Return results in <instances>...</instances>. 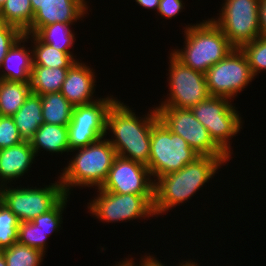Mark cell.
<instances>
[{
    "mask_svg": "<svg viewBox=\"0 0 266 266\" xmlns=\"http://www.w3.org/2000/svg\"><path fill=\"white\" fill-rule=\"evenodd\" d=\"M229 159L198 156L182 169L158 177L154 181V215H163L180 203H186Z\"/></svg>",
    "mask_w": 266,
    "mask_h": 266,
    "instance_id": "obj_1",
    "label": "cell"
},
{
    "mask_svg": "<svg viewBox=\"0 0 266 266\" xmlns=\"http://www.w3.org/2000/svg\"><path fill=\"white\" fill-rule=\"evenodd\" d=\"M150 109L145 117H138L134 110L116 100L107 112V131L113 133L107 139L116 150L117 156L148 166L150 139L153 125L159 120L156 108Z\"/></svg>",
    "mask_w": 266,
    "mask_h": 266,
    "instance_id": "obj_2",
    "label": "cell"
},
{
    "mask_svg": "<svg viewBox=\"0 0 266 266\" xmlns=\"http://www.w3.org/2000/svg\"><path fill=\"white\" fill-rule=\"evenodd\" d=\"M183 30L185 47L171 53L184 65L204 74L235 48L211 19L188 24Z\"/></svg>",
    "mask_w": 266,
    "mask_h": 266,
    "instance_id": "obj_3",
    "label": "cell"
},
{
    "mask_svg": "<svg viewBox=\"0 0 266 266\" xmlns=\"http://www.w3.org/2000/svg\"><path fill=\"white\" fill-rule=\"evenodd\" d=\"M76 150L58 178L66 195H70V188L74 186L101 188L117 157L116 150L105 137Z\"/></svg>",
    "mask_w": 266,
    "mask_h": 266,
    "instance_id": "obj_4",
    "label": "cell"
},
{
    "mask_svg": "<svg viewBox=\"0 0 266 266\" xmlns=\"http://www.w3.org/2000/svg\"><path fill=\"white\" fill-rule=\"evenodd\" d=\"M198 156L181 136L171 132L160 120L153 125L147 167L154 181L182 169Z\"/></svg>",
    "mask_w": 266,
    "mask_h": 266,
    "instance_id": "obj_5",
    "label": "cell"
},
{
    "mask_svg": "<svg viewBox=\"0 0 266 266\" xmlns=\"http://www.w3.org/2000/svg\"><path fill=\"white\" fill-rule=\"evenodd\" d=\"M232 100L225 97L210 96L190 108L193 115L205 126L213 141L230 157L232 151L230 138L242 129V117ZM240 116V117H239Z\"/></svg>",
    "mask_w": 266,
    "mask_h": 266,
    "instance_id": "obj_6",
    "label": "cell"
},
{
    "mask_svg": "<svg viewBox=\"0 0 266 266\" xmlns=\"http://www.w3.org/2000/svg\"><path fill=\"white\" fill-rule=\"evenodd\" d=\"M66 196L60 179L44 185V188L24 187L0 188V201L4 203L20 222H29L49 212Z\"/></svg>",
    "mask_w": 266,
    "mask_h": 266,
    "instance_id": "obj_7",
    "label": "cell"
},
{
    "mask_svg": "<svg viewBox=\"0 0 266 266\" xmlns=\"http://www.w3.org/2000/svg\"><path fill=\"white\" fill-rule=\"evenodd\" d=\"M218 17L211 20L222 30L229 42L240 48L260 36V0H224ZM218 18V19H217Z\"/></svg>",
    "mask_w": 266,
    "mask_h": 266,
    "instance_id": "obj_8",
    "label": "cell"
},
{
    "mask_svg": "<svg viewBox=\"0 0 266 266\" xmlns=\"http://www.w3.org/2000/svg\"><path fill=\"white\" fill-rule=\"evenodd\" d=\"M97 196L88 203L90 214L99 221L115 223L141 217H153L154 195L118 194L97 188Z\"/></svg>",
    "mask_w": 266,
    "mask_h": 266,
    "instance_id": "obj_9",
    "label": "cell"
},
{
    "mask_svg": "<svg viewBox=\"0 0 266 266\" xmlns=\"http://www.w3.org/2000/svg\"><path fill=\"white\" fill-rule=\"evenodd\" d=\"M156 111L159 120L171 132L181 136L199 156L229 157L190 109L156 107Z\"/></svg>",
    "mask_w": 266,
    "mask_h": 266,
    "instance_id": "obj_10",
    "label": "cell"
},
{
    "mask_svg": "<svg viewBox=\"0 0 266 266\" xmlns=\"http://www.w3.org/2000/svg\"><path fill=\"white\" fill-rule=\"evenodd\" d=\"M113 95L96 102L75 106L68 124V145L70 152L83 148L106 136L107 112L116 101Z\"/></svg>",
    "mask_w": 266,
    "mask_h": 266,
    "instance_id": "obj_11",
    "label": "cell"
},
{
    "mask_svg": "<svg viewBox=\"0 0 266 266\" xmlns=\"http://www.w3.org/2000/svg\"><path fill=\"white\" fill-rule=\"evenodd\" d=\"M206 83L211 96L232 99L254 79L245 54L234 48L224 59L210 67Z\"/></svg>",
    "mask_w": 266,
    "mask_h": 266,
    "instance_id": "obj_12",
    "label": "cell"
},
{
    "mask_svg": "<svg viewBox=\"0 0 266 266\" xmlns=\"http://www.w3.org/2000/svg\"><path fill=\"white\" fill-rule=\"evenodd\" d=\"M169 64V96L157 107L187 108L205 101L211 95L205 74L180 62L172 53Z\"/></svg>",
    "mask_w": 266,
    "mask_h": 266,
    "instance_id": "obj_13",
    "label": "cell"
},
{
    "mask_svg": "<svg viewBox=\"0 0 266 266\" xmlns=\"http://www.w3.org/2000/svg\"><path fill=\"white\" fill-rule=\"evenodd\" d=\"M100 189L118 194L154 195V180L146 165L117 156Z\"/></svg>",
    "mask_w": 266,
    "mask_h": 266,
    "instance_id": "obj_14",
    "label": "cell"
},
{
    "mask_svg": "<svg viewBox=\"0 0 266 266\" xmlns=\"http://www.w3.org/2000/svg\"><path fill=\"white\" fill-rule=\"evenodd\" d=\"M30 2L34 13L30 34H35L41 27L56 22L75 23L88 14V1L85 0H30Z\"/></svg>",
    "mask_w": 266,
    "mask_h": 266,
    "instance_id": "obj_15",
    "label": "cell"
},
{
    "mask_svg": "<svg viewBox=\"0 0 266 266\" xmlns=\"http://www.w3.org/2000/svg\"><path fill=\"white\" fill-rule=\"evenodd\" d=\"M93 68L77 61L68 69L60 92L75 107L96 102L93 98L96 76ZM95 77V78H94ZM93 98V99H92Z\"/></svg>",
    "mask_w": 266,
    "mask_h": 266,
    "instance_id": "obj_16",
    "label": "cell"
},
{
    "mask_svg": "<svg viewBox=\"0 0 266 266\" xmlns=\"http://www.w3.org/2000/svg\"><path fill=\"white\" fill-rule=\"evenodd\" d=\"M35 156L29 141L0 149V188L28 172Z\"/></svg>",
    "mask_w": 266,
    "mask_h": 266,
    "instance_id": "obj_17",
    "label": "cell"
},
{
    "mask_svg": "<svg viewBox=\"0 0 266 266\" xmlns=\"http://www.w3.org/2000/svg\"><path fill=\"white\" fill-rule=\"evenodd\" d=\"M27 38L23 35L13 46L3 59L0 68V79L7 81L30 83V76L33 66L32 49H26ZM23 43V45H21ZM29 50V51H28ZM3 72V73H2Z\"/></svg>",
    "mask_w": 266,
    "mask_h": 266,
    "instance_id": "obj_18",
    "label": "cell"
},
{
    "mask_svg": "<svg viewBox=\"0 0 266 266\" xmlns=\"http://www.w3.org/2000/svg\"><path fill=\"white\" fill-rule=\"evenodd\" d=\"M24 141H30L44 123L41 96L30 93L23 106L12 116Z\"/></svg>",
    "mask_w": 266,
    "mask_h": 266,
    "instance_id": "obj_19",
    "label": "cell"
},
{
    "mask_svg": "<svg viewBox=\"0 0 266 266\" xmlns=\"http://www.w3.org/2000/svg\"><path fill=\"white\" fill-rule=\"evenodd\" d=\"M29 142L35 155L41 149L49 153L70 152L67 126L43 123Z\"/></svg>",
    "mask_w": 266,
    "mask_h": 266,
    "instance_id": "obj_20",
    "label": "cell"
},
{
    "mask_svg": "<svg viewBox=\"0 0 266 266\" xmlns=\"http://www.w3.org/2000/svg\"><path fill=\"white\" fill-rule=\"evenodd\" d=\"M29 43H33V66H45L50 68H70L77 60L72 51H60L49 44L43 43L35 34H23ZM31 36V37H30ZM75 57V58H74Z\"/></svg>",
    "mask_w": 266,
    "mask_h": 266,
    "instance_id": "obj_21",
    "label": "cell"
},
{
    "mask_svg": "<svg viewBox=\"0 0 266 266\" xmlns=\"http://www.w3.org/2000/svg\"><path fill=\"white\" fill-rule=\"evenodd\" d=\"M41 103L44 123L68 126L72 118L74 106L61 92L41 95Z\"/></svg>",
    "mask_w": 266,
    "mask_h": 266,
    "instance_id": "obj_22",
    "label": "cell"
},
{
    "mask_svg": "<svg viewBox=\"0 0 266 266\" xmlns=\"http://www.w3.org/2000/svg\"><path fill=\"white\" fill-rule=\"evenodd\" d=\"M69 68L32 66L30 76L31 92L37 95L60 92Z\"/></svg>",
    "mask_w": 266,
    "mask_h": 266,
    "instance_id": "obj_23",
    "label": "cell"
},
{
    "mask_svg": "<svg viewBox=\"0 0 266 266\" xmlns=\"http://www.w3.org/2000/svg\"><path fill=\"white\" fill-rule=\"evenodd\" d=\"M30 93V83L0 79V116H13Z\"/></svg>",
    "mask_w": 266,
    "mask_h": 266,
    "instance_id": "obj_24",
    "label": "cell"
},
{
    "mask_svg": "<svg viewBox=\"0 0 266 266\" xmlns=\"http://www.w3.org/2000/svg\"><path fill=\"white\" fill-rule=\"evenodd\" d=\"M0 14L3 23L18 28L23 34H30L34 15L30 0H6Z\"/></svg>",
    "mask_w": 266,
    "mask_h": 266,
    "instance_id": "obj_25",
    "label": "cell"
},
{
    "mask_svg": "<svg viewBox=\"0 0 266 266\" xmlns=\"http://www.w3.org/2000/svg\"><path fill=\"white\" fill-rule=\"evenodd\" d=\"M73 23H60L41 27L35 35L45 44H49L52 47L60 51H70L73 46L75 33L70 29V25Z\"/></svg>",
    "mask_w": 266,
    "mask_h": 266,
    "instance_id": "obj_26",
    "label": "cell"
},
{
    "mask_svg": "<svg viewBox=\"0 0 266 266\" xmlns=\"http://www.w3.org/2000/svg\"><path fill=\"white\" fill-rule=\"evenodd\" d=\"M1 251L6 259L7 266H40L45 255L40 250L21 244L18 241Z\"/></svg>",
    "mask_w": 266,
    "mask_h": 266,
    "instance_id": "obj_27",
    "label": "cell"
},
{
    "mask_svg": "<svg viewBox=\"0 0 266 266\" xmlns=\"http://www.w3.org/2000/svg\"><path fill=\"white\" fill-rule=\"evenodd\" d=\"M19 223L17 216L0 201V251L18 241Z\"/></svg>",
    "mask_w": 266,
    "mask_h": 266,
    "instance_id": "obj_28",
    "label": "cell"
},
{
    "mask_svg": "<svg viewBox=\"0 0 266 266\" xmlns=\"http://www.w3.org/2000/svg\"><path fill=\"white\" fill-rule=\"evenodd\" d=\"M240 49L245 54L254 77L266 70V37L259 36L243 44Z\"/></svg>",
    "mask_w": 266,
    "mask_h": 266,
    "instance_id": "obj_29",
    "label": "cell"
},
{
    "mask_svg": "<svg viewBox=\"0 0 266 266\" xmlns=\"http://www.w3.org/2000/svg\"><path fill=\"white\" fill-rule=\"evenodd\" d=\"M50 233H45L32 221L20 222L18 228V242L46 253L47 239Z\"/></svg>",
    "mask_w": 266,
    "mask_h": 266,
    "instance_id": "obj_30",
    "label": "cell"
},
{
    "mask_svg": "<svg viewBox=\"0 0 266 266\" xmlns=\"http://www.w3.org/2000/svg\"><path fill=\"white\" fill-rule=\"evenodd\" d=\"M69 195H66L53 209L49 212L44 213L36 217L32 222L39 227L43 232L50 233V235L56 231H59V228L62 224V213L68 202L67 198Z\"/></svg>",
    "mask_w": 266,
    "mask_h": 266,
    "instance_id": "obj_31",
    "label": "cell"
},
{
    "mask_svg": "<svg viewBox=\"0 0 266 266\" xmlns=\"http://www.w3.org/2000/svg\"><path fill=\"white\" fill-rule=\"evenodd\" d=\"M24 140L12 116H0V149L18 145Z\"/></svg>",
    "mask_w": 266,
    "mask_h": 266,
    "instance_id": "obj_32",
    "label": "cell"
},
{
    "mask_svg": "<svg viewBox=\"0 0 266 266\" xmlns=\"http://www.w3.org/2000/svg\"><path fill=\"white\" fill-rule=\"evenodd\" d=\"M22 36L23 33L12 25L4 23L0 27V68L9 49Z\"/></svg>",
    "mask_w": 266,
    "mask_h": 266,
    "instance_id": "obj_33",
    "label": "cell"
},
{
    "mask_svg": "<svg viewBox=\"0 0 266 266\" xmlns=\"http://www.w3.org/2000/svg\"><path fill=\"white\" fill-rule=\"evenodd\" d=\"M182 0H160L157 14L159 13L161 17H166L171 19L172 17L177 16L181 10L184 9Z\"/></svg>",
    "mask_w": 266,
    "mask_h": 266,
    "instance_id": "obj_34",
    "label": "cell"
},
{
    "mask_svg": "<svg viewBox=\"0 0 266 266\" xmlns=\"http://www.w3.org/2000/svg\"><path fill=\"white\" fill-rule=\"evenodd\" d=\"M260 36L266 37V0L259 2Z\"/></svg>",
    "mask_w": 266,
    "mask_h": 266,
    "instance_id": "obj_35",
    "label": "cell"
},
{
    "mask_svg": "<svg viewBox=\"0 0 266 266\" xmlns=\"http://www.w3.org/2000/svg\"><path fill=\"white\" fill-rule=\"evenodd\" d=\"M145 256L140 258L139 266H165V264L161 263L156 257H153L150 254L148 256L146 254Z\"/></svg>",
    "mask_w": 266,
    "mask_h": 266,
    "instance_id": "obj_36",
    "label": "cell"
},
{
    "mask_svg": "<svg viewBox=\"0 0 266 266\" xmlns=\"http://www.w3.org/2000/svg\"><path fill=\"white\" fill-rule=\"evenodd\" d=\"M143 8L158 10L160 0H135Z\"/></svg>",
    "mask_w": 266,
    "mask_h": 266,
    "instance_id": "obj_37",
    "label": "cell"
},
{
    "mask_svg": "<svg viewBox=\"0 0 266 266\" xmlns=\"http://www.w3.org/2000/svg\"><path fill=\"white\" fill-rule=\"evenodd\" d=\"M133 258H126V260L124 259V261L122 260L120 263L117 262L116 265L113 266H139V265H135L136 263L132 260Z\"/></svg>",
    "mask_w": 266,
    "mask_h": 266,
    "instance_id": "obj_38",
    "label": "cell"
},
{
    "mask_svg": "<svg viewBox=\"0 0 266 266\" xmlns=\"http://www.w3.org/2000/svg\"><path fill=\"white\" fill-rule=\"evenodd\" d=\"M178 266H200L198 265L197 263L195 262H191L190 260L187 262V261H183L182 263H180Z\"/></svg>",
    "mask_w": 266,
    "mask_h": 266,
    "instance_id": "obj_39",
    "label": "cell"
},
{
    "mask_svg": "<svg viewBox=\"0 0 266 266\" xmlns=\"http://www.w3.org/2000/svg\"><path fill=\"white\" fill-rule=\"evenodd\" d=\"M0 266H7L6 259H5L4 255H3L2 251H0Z\"/></svg>",
    "mask_w": 266,
    "mask_h": 266,
    "instance_id": "obj_40",
    "label": "cell"
},
{
    "mask_svg": "<svg viewBox=\"0 0 266 266\" xmlns=\"http://www.w3.org/2000/svg\"><path fill=\"white\" fill-rule=\"evenodd\" d=\"M5 1H6V0H0V9H1V7L4 5Z\"/></svg>",
    "mask_w": 266,
    "mask_h": 266,
    "instance_id": "obj_41",
    "label": "cell"
},
{
    "mask_svg": "<svg viewBox=\"0 0 266 266\" xmlns=\"http://www.w3.org/2000/svg\"><path fill=\"white\" fill-rule=\"evenodd\" d=\"M4 23H3V20H2V18H1V14H0V27L3 25Z\"/></svg>",
    "mask_w": 266,
    "mask_h": 266,
    "instance_id": "obj_42",
    "label": "cell"
}]
</instances>
